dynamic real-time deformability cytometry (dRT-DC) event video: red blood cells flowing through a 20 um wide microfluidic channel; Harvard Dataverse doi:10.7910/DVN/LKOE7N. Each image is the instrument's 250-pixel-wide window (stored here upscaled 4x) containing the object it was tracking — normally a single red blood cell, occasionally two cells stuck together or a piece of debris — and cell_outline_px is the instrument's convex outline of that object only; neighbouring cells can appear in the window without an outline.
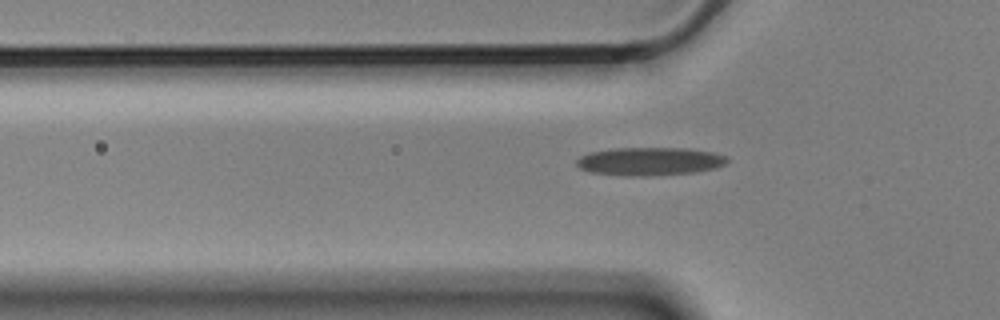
{"species": "Egyptian fruit bat (a non-hibernating species)", "species_latin": "Rousettus aegyptiacus", "temperature_condition": "cold", "stored_images_in_passage": 5, "segment_of_instrument_passage": [2, 2], "camera_frame_rate_fps": 3000, "um_per_image_px": 0.085, "animal": {"sex": "male"}, "frame": {"image": 1, "passage_image": 5, "time_ms": 1.333, "image_size_px": [1000, 320], "cell_outline_px": [[728, 160], [724, 164], [716, 168], [696, 172], [652, 176], [624, 176], [592, 172], [580, 168], [576, 164], [576, 160], [580, 156], [592, 152], [616, 148], [688, 148], [712, 152], [728, 156]], "centroid_in_image_um": [55.25, 13.72], "position_along_channel_um": 70.5, "area_um2": 24.8}}